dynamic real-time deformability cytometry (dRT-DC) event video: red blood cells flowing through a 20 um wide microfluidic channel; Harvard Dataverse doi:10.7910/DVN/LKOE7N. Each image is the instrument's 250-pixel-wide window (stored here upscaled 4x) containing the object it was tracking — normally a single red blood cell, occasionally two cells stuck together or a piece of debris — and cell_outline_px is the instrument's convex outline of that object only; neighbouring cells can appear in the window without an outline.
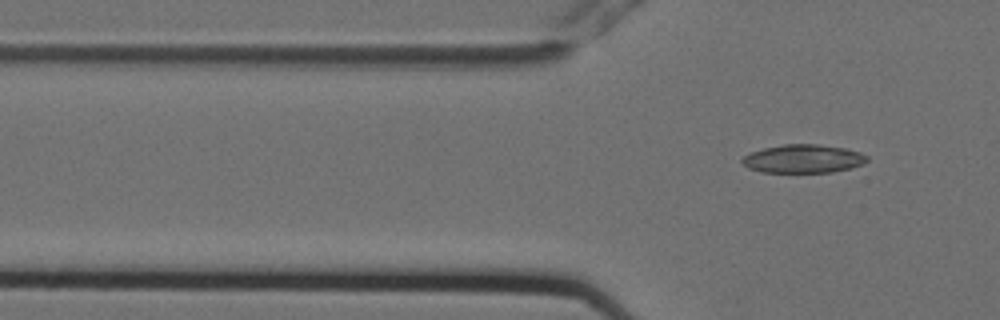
{"species": "Egyptian fruit bat (a non-hibernating species)", "species_latin": "Rousettus aegyptiacus", "temperature_condition": "cold", "stored_images_in_passage": 2, "camera_frame_rate_fps": 3000, "um_per_image_px": 0.085, "animal": {"sex": "female"}, "frame": {"image": 1, "passage_image": 2, "time_ms": 0.333, "image_size_px": [1000, 320], "cell_outline_px": [[868, 160], [864, 164], [852, 168], [832, 172], [760, 172], [748, 168], [740, 160], [744, 156], [752, 152], [764, 148], [784, 144], [816, 144], [844, 148], [860, 152], [868, 156]], "centroid_in_image_um": [68.3, 13.5], "position_along_channel_um": 57.5, "area_um2": 20.69}}